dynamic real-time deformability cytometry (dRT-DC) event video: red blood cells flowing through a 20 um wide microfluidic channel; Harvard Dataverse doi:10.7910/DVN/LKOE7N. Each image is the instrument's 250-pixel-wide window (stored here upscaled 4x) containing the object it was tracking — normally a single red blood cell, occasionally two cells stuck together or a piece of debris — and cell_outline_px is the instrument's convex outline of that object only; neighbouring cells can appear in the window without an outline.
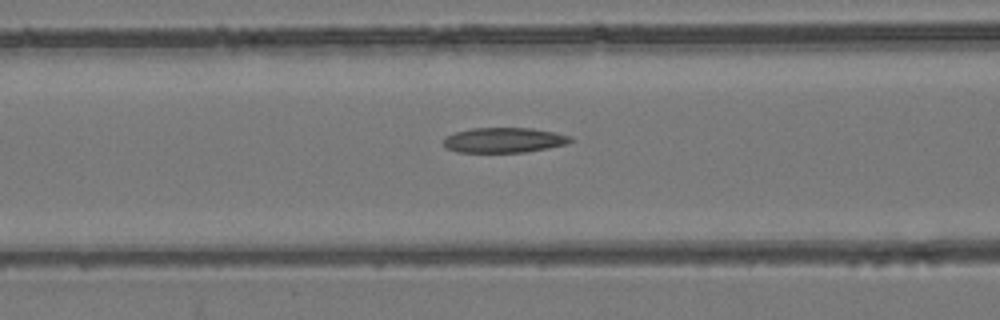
{"species": "common noctule bat (a hibernating species)", "species_latin": "Nyctalus noctula", "temperature_condition": "room temperature", "stored_images_in_passage": 50, "camera_frame_rate_fps": 3000, "um_per_image_px": 0.085, "animal": {"sex": "female", "body_mass_g": 24.6, "forearm_length_mm": 56.2}, "frame": {"image": 1, "passage_image": 18, "time_ms": 5.667, "image_size_px": [1000, 320], "cell_outline_px": [[572, 140], [568, 144], [548, 148], [524, 152], [456, 152], [444, 148], [444, 136], [456, 132], [472, 128], [532, 128], [556, 132], [572, 136]], "centroid_in_image_um": [42.84, 11.91], "position_along_channel_um": 123.8, "area_um2": 18.73}}
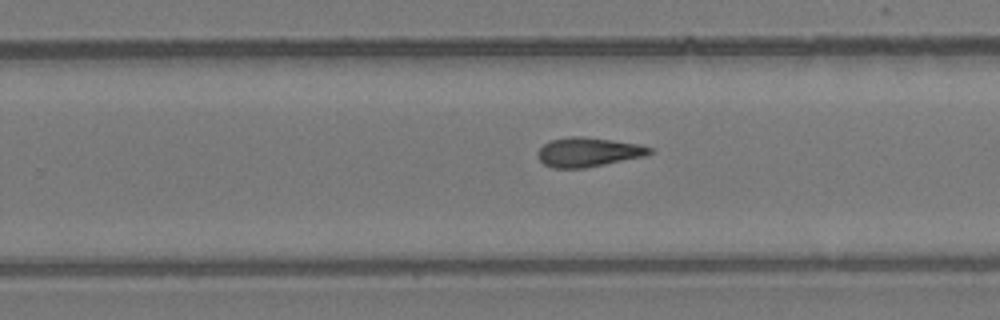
{"frame": {"image": 2, "passage_image": 30, "time_ms": 9.667, "image_size_px": [1000, 320], "cell_outline_px": [[652, 152], [644, 156], [584, 168], [552, 168], [544, 164], [536, 156], [536, 152], [548, 140], [572, 136], [584, 136], [640, 144], [652, 148]], "centroid_in_image_um": [49.95, 12.92], "position_along_channel_um": 279.8, "area_um2": 19.13}}
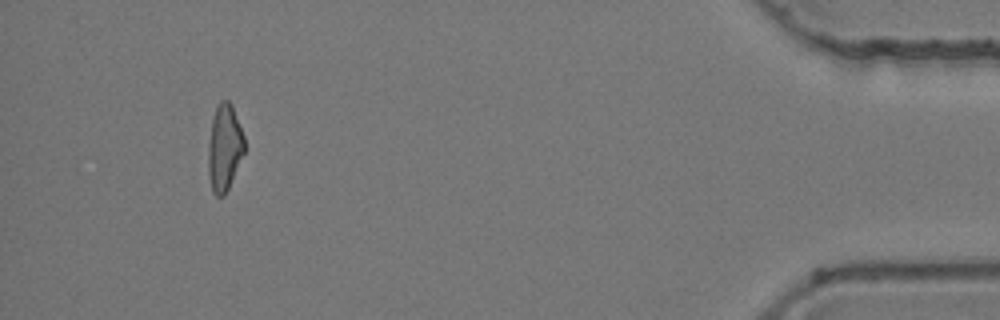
{"frame": {"image": 3, "passage_image": 46, "time_ms": 15.0, "image_size_px": [1000, 320], "cell_outline_px": [[244, 152], [228, 188], [224, 196], [216, 196], [212, 192], [208, 172], [208, 144], [212, 120], [216, 104], [220, 100], [228, 100], [232, 104], [244, 136]], "centroid_in_image_um": [19.06, 12.52], "position_along_channel_um": 416.1, "area_um2": 18.26}, "authors_computed_cell_mechanics": {"area_um2": 18.9873, "velocity_mm_per_s": 3.9018, "shape_relaxation_time_tau1_ms": null, "shape_relaxation_time_tau2_ms": 7.9305, "deformation_change_tau1": null, "deformation_change_tau2": 0.2204}}